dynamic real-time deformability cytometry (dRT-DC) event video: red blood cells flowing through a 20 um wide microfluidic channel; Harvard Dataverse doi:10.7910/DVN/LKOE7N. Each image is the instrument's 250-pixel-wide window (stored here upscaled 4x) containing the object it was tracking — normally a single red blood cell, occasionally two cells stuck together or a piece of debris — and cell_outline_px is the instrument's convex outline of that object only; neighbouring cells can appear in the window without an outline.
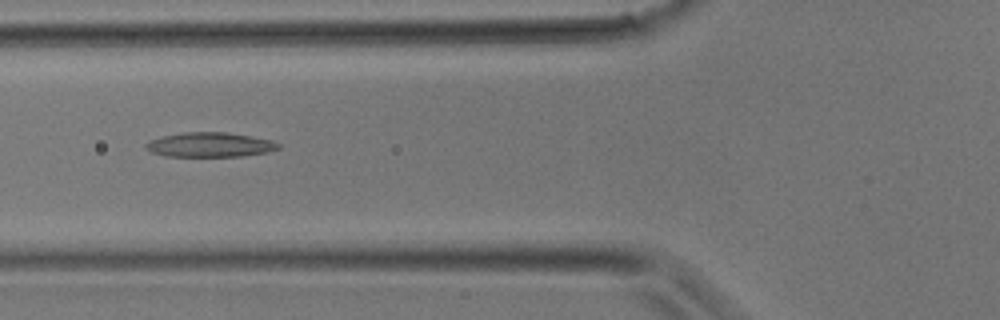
{"species": "common noctule bat (a hibernating species)", "species_latin": "Nyctalus noctula", "temperature_condition": "room temperature", "stored_images_in_passage": 27, "camera_frame_rate_fps": 3000, "um_per_image_px": 0.085, "animal": {"sex": "male", "body_mass_g": 17.9}, "frame": {"image": 1, "passage_image": 6, "time_ms": 1.667, "image_size_px": [1000, 320], "cell_outline_px": [[280, 148], [268, 152], [244, 156], [164, 156], [152, 152], [144, 148], [144, 144], [148, 140], [164, 136], [184, 132], [228, 132], [252, 136], [272, 140], [280, 144]], "centroid_in_image_um": [17.85, 12.3], "position_along_channel_um": 108.0, "area_um2": 19.13}}
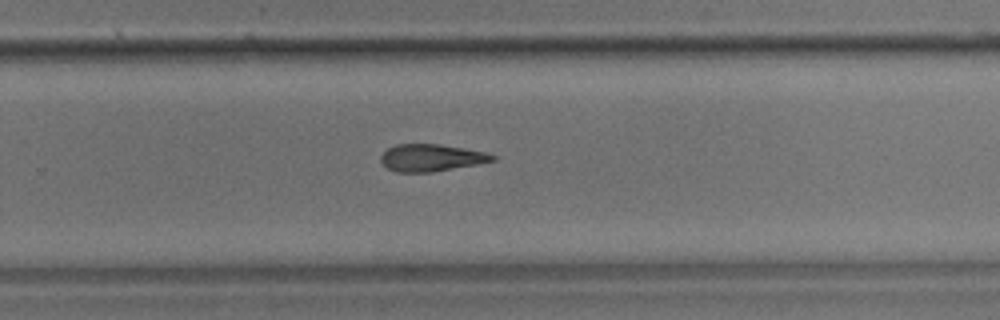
{"frame": {"image": 2, "passage_image": 16, "time_ms": 5.0, "image_size_px": [1000, 320], "cell_outline_px": [[496, 160], [476, 164], [432, 172], [396, 172], [388, 168], [380, 160], [380, 156], [388, 148], [396, 144], [440, 144], [464, 148], [484, 152], [496, 156]], "centroid_in_image_um": [36.64, 13.4], "position_along_channel_um": 293.2, "area_um2": 17.51}}
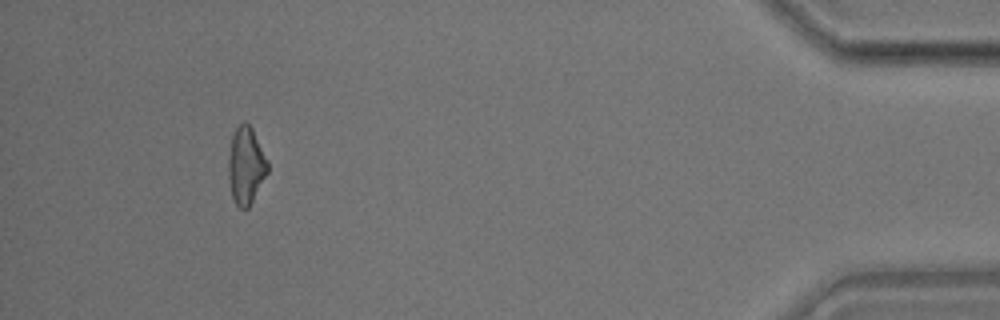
{"frame": {"image": 3, "passage_image": 26, "time_ms": 8.333, "image_size_px": [1000, 320], "cell_outline_px": [[268, 172], [248, 208], [240, 208], [236, 204], [232, 196], [228, 176], [228, 156], [232, 136], [236, 128], [244, 120], [252, 128], [268, 160]], "centroid_in_image_um": [20.9, 14.05], "position_along_channel_um": 414.3, "area_um2": 17.57}}